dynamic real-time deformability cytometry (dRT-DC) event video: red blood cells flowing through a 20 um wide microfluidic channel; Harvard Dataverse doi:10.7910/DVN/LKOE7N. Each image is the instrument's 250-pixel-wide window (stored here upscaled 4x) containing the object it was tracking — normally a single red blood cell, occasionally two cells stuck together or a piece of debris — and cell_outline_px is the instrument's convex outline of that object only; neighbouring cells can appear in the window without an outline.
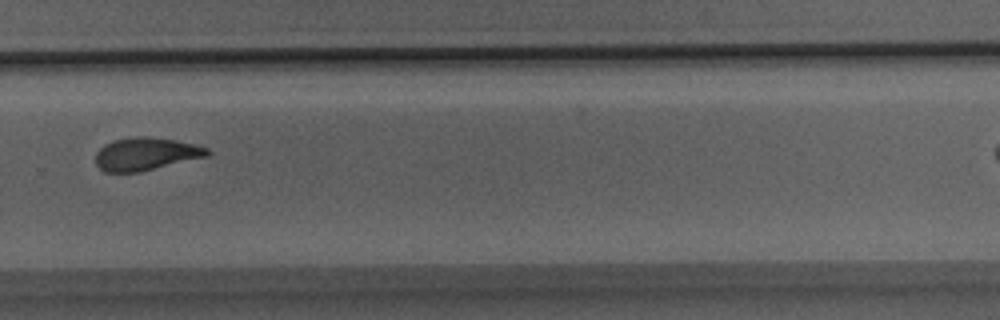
{"species": "Egyptian fruit bat (a non-hibernating species)", "species_latin": "Rousettus aegyptiacus", "temperature_condition": "room temperature", "stored_images_in_passage": 21, "camera_frame_rate_fps": 3000, "um_per_image_px": 0.085, "animal": {"sex": "male"}, "frame": {"image": 1, "passage_image": 15, "time_ms": 4.667, "image_size_px": [1000, 320], "cell_outline_px": [[212, 152], [208, 156], [140, 172], [104, 172], [96, 164], [96, 152], [104, 144], [112, 140], [140, 136], [144, 136], [176, 140], [208, 148]], "centroid_in_image_um": [12.39, 13.09], "position_along_channel_um": 317.4, "area_um2": 21.33}}
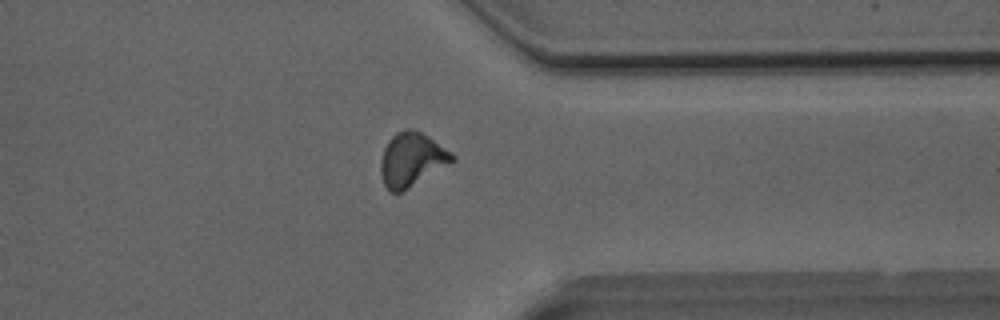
{"frame": {"image": 2, "passage_image": 18, "time_ms": 5.667, "image_size_px": [1000, 320], "cell_outline_px": [[456, 160], [400, 192], [388, 192], [384, 184], [380, 172], [380, 160], [384, 148], [388, 140], [396, 132], [404, 128], [408, 128], [420, 132], [428, 136], [452, 152], [456, 156]], "centroid_in_image_um": [34.98, 13.54], "position_along_channel_um": 376.4, "area_um2": 22.31}}